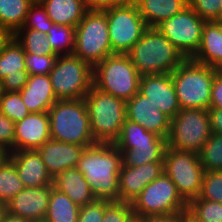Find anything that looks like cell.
Wrapping results in <instances>:
<instances>
[{"label":"cell","instance_id":"1","mask_svg":"<svg viewBox=\"0 0 222 222\" xmlns=\"http://www.w3.org/2000/svg\"><path fill=\"white\" fill-rule=\"evenodd\" d=\"M121 152L114 144L95 143L84 148L77 169L96 199L118 201Z\"/></svg>","mask_w":222,"mask_h":222},{"label":"cell","instance_id":"2","mask_svg":"<svg viewBox=\"0 0 222 222\" xmlns=\"http://www.w3.org/2000/svg\"><path fill=\"white\" fill-rule=\"evenodd\" d=\"M127 54L141 76L172 73L187 59L156 27H148Z\"/></svg>","mask_w":222,"mask_h":222},{"label":"cell","instance_id":"3","mask_svg":"<svg viewBox=\"0 0 222 222\" xmlns=\"http://www.w3.org/2000/svg\"><path fill=\"white\" fill-rule=\"evenodd\" d=\"M51 139L83 147L94 145L84 99L57 100L48 110Z\"/></svg>","mask_w":222,"mask_h":222},{"label":"cell","instance_id":"4","mask_svg":"<svg viewBox=\"0 0 222 222\" xmlns=\"http://www.w3.org/2000/svg\"><path fill=\"white\" fill-rule=\"evenodd\" d=\"M219 69L186 59L172 73L171 78L181 109L210 108L211 88Z\"/></svg>","mask_w":222,"mask_h":222},{"label":"cell","instance_id":"5","mask_svg":"<svg viewBox=\"0 0 222 222\" xmlns=\"http://www.w3.org/2000/svg\"><path fill=\"white\" fill-rule=\"evenodd\" d=\"M92 136L96 143L114 142L126 118V101L104 93L94 86L85 96Z\"/></svg>","mask_w":222,"mask_h":222},{"label":"cell","instance_id":"6","mask_svg":"<svg viewBox=\"0 0 222 222\" xmlns=\"http://www.w3.org/2000/svg\"><path fill=\"white\" fill-rule=\"evenodd\" d=\"M140 79L128 54H111L93 67V86L125 101L139 92Z\"/></svg>","mask_w":222,"mask_h":222},{"label":"cell","instance_id":"7","mask_svg":"<svg viewBox=\"0 0 222 222\" xmlns=\"http://www.w3.org/2000/svg\"><path fill=\"white\" fill-rule=\"evenodd\" d=\"M73 54L93 67L112 54L104 11L88 10L75 27Z\"/></svg>","mask_w":222,"mask_h":222},{"label":"cell","instance_id":"8","mask_svg":"<svg viewBox=\"0 0 222 222\" xmlns=\"http://www.w3.org/2000/svg\"><path fill=\"white\" fill-rule=\"evenodd\" d=\"M49 76L58 100L84 99L93 87V66L74 54L58 55Z\"/></svg>","mask_w":222,"mask_h":222},{"label":"cell","instance_id":"9","mask_svg":"<svg viewBox=\"0 0 222 222\" xmlns=\"http://www.w3.org/2000/svg\"><path fill=\"white\" fill-rule=\"evenodd\" d=\"M136 218L182 213L187 209V202L178 193L171 178L162 173L150 182L131 202Z\"/></svg>","mask_w":222,"mask_h":222},{"label":"cell","instance_id":"10","mask_svg":"<svg viewBox=\"0 0 222 222\" xmlns=\"http://www.w3.org/2000/svg\"><path fill=\"white\" fill-rule=\"evenodd\" d=\"M211 134L208 110L180 109L170 120L167 147L199 154Z\"/></svg>","mask_w":222,"mask_h":222},{"label":"cell","instance_id":"11","mask_svg":"<svg viewBox=\"0 0 222 222\" xmlns=\"http://www.w3.org/2000/svg\"><path fill=\"white\" fill-rule=\"evenodd\" d=\"M112 54H127L148 28L135 1L103 10Z\"/></svg>","mask_w":222,"mask_h":222},{"label":"cell","instance_id":"12","mask_svg":"<svg viewBox=\"0 0 222 222\" xmlns=\"http://www.w3.org/2000/svg\"><path fill=\"white\" fill-rule=\"evenodd\" d=\"M163 170L187 203L198 197L204 174L198 154L166 147Z\"/></svg>","mask_w":222,"mask_h":222},{"label":"cell","instance_id":"13","mask_svg":"<svg viewBox=\"0 0 222 222\" xmlns=\"http://www.w3.org/2000/svg\"><path fill=\"white\" fill-rule=\"evenodd\" d=\"M204 23L190 6H186L156 28L189 59L199 49Z\"/></svg>","mask_w":222,"mask_h":222},{"label":"cell","instance_id":"14","mask_svg":"<svg viewBox=\"0 0 222 222\" xmlns=\"http://www.w3.org/2000/svg\"><path fill=\"white\" fill-rule=\"evenodd\" d=\"M139 92L170 119L181 109L171 73L141 76Z\"/></svg>","mask_w":222,"mask_h":222},{"label":"cell","instance_id":"15","mask_svg":"<svg viewBox=\"0 0 222 222\" xmlns=\"http://www.w3.org/2000/svg\"><path fill=\"white\" fill-rule=\"evenodd\" d=\"M126 118L158 136H168L171 119L140 92L126 101Z\"/></svg>","mask_w":222,"mask_h":222},{"label":"cell","instance_id":"16","mask_svg":"<svg viewBox=\"0 0 222 222\" xmlns=\"http://www.w3.org/2000/svg\"><path fill=\"white\" fill-rule=\"evenodd\" d=\"M53 185L25 187L7 204V212L31 222L44 220Z\"/></svg>","mask_w":222,"mask_h":222},{"label":"cell","instance_id":"17","mask_svg":"<svg viewBox=\"0 0 222 222\" xmlns=\"http://www.w3.org/2000/svg\"><path fill=\"white\" fill-rule=\"evenodd\" d=\"M162 173L163 162H150L137 167L121 166L118 201L132 202L150 182Z\"/></svg>","mask_w":222,"mask_h":222},{"label":"cell","instance_id":"18","mask_svg":"<svg viewBox=\"0 0 222 222\" xmlns=\"http://www.w3.org/2000/svg\"><path fill=\"white\" fill-rule=\"evenodd\" d=\"M51 138L48 112L30 113L15 123L14 152L36 150Z\"/></svg>","mask_w":222,"mask_h":222},{"label":"cell","instance_id":"19","mask_svg":"<svg viewBox=\"0 0 222 222\" xmlns=\"http://www.w3.org/2000/svg\"><path fill=\"white\" fill-rule=\"evenodd\" d=\"M85 147L49 139L36 149L49 174L54 178L69 168H76Z\"/></svg>","mask_w":222,"mask_h":222},{"label":"cell","instance_id":"20","mask_svg":"<svg viewBox=\"0 0 222 222\" xmlns=\"http://www.w3.org/2000/svg\"><path fill=\"white\" fill-rule=\"evenodd\" d=\"M6 156L14 163L24 187L52 185L53 178L36 150L10 152Z\"/></svg>","mask_w":222,"mask_h":222},{"label":"cell","instance_id":"21","mask_svg":"<svg viewBox=\"0 0 222 222\" xmlns=\"http://www.w3.org/2000/svg\"><path fill=\"white\" fill-rule=\"evenodd\" d=\"M20 95L31 113L48 112L58 100L54 94L49 75H29Z\"/></svg>","mask_w":222,"mask_h":222},{"label":"cell","instance_id":"22","mask_svg":"<svg viewBox=\"0 0 222 222\" xmlns=\"http://www.w3.org/2000/svg\"><path fill=\"white\" fill-rule=\"evenodd\" d=\"M190 59L196 63L222 70V21L204 23L201 44Z\"/></svg>","mask_w":222,"mask_h":222},{"label":"cell","instance_id":"23","mask_svg":"<svg viewBox=\"0 0 222 222\" xmlns=\"http://www.w3.org/2000/svg\"><path fill=\"white\" fill-rule=\"evenodd\" d=\"M121 152V166L137 167L150 162H163L167 141L114 143Z\"/></svg>","mask_w":222,"mask_h":222},{"label":"cell","instance_id":"24","mask_svg":"<svg viewBox=\"0 0 222 222\" xmlns=\"http://www.w3.org/2000/svg\"><path fill=\"white\" fill-rule=\"evenodd\" d=\"M52 185L79 206L96 199L84 175L77 168H69L57 174L53 178Z\"/></svg>","mask_w":222,"mask_h":222},{"label":"cell","instance_id":"25","mask_svg":"<svg viewBox=\"0 0 222 222\" xmlns=\"http://www.w3.org/2000/svg\"><path fill=\"white\" fill-rule=\"evenodd\" d=\"M53 23L76 27L88 11L85 0H39Z\"/></svg>","mask_w":222,"mask_h":222},{"label":"cell","instance_id":"26","mask_svg":"<svg viewBox=\"0 0 222 222\" xmlns=\"http://www.w3.org/2000/svg\"><path fill=\"white\" fill-rule=\"evenodd\" d=\"M148 27H157L160 23L181 12L187 6V0H134Z\"/></svg>","mask_w":222,"mask_h":222},{"label":"cell","instance_id":"27","mask_svg":"<svg viewBox=\"0 0 222 222\" xmlns=\"http://www.w3.org/2000/svg\"><path fill=\"white\" fill-rule=\"evenodd\" d=\"M79 211L78 204L53 187L44 220L47 222H78Z\"/></svg>","mask_w":222,"mask_h":222},{"label":"cell","instance_id":"28","mask_svg":"<svg viewBox=\"0 0 222 222\" xmlns=\"http://www.w3.org/2000/svg\"><path fill=\"white\" fill-rule=\"evenodd\" d=\"M34 0H0V27L14 34L22 28Z\"/></svg>","mask_w":222,"mask_h":222},{"label":"cell","instance_id":"29","mask_svg":"<svg viewBox=\"0 0 222 222\" xmlns=\"http://www.w3.org/2000/svg\"><path fill=\"white\" fill-rule=\"evenodd\" d=\"M24 48L12 37L0 53V80L26 70Z\"/></svg>","mask_w":222,"mask_h":222},{"label":"cell","instance_id":"30","mask_svg":"<svg viewBox=\"0 0 222 222\" xmlns=\"http://www.w3.org/2000/svg\"><path fill=\"white\" fill-rule=\"evenodd\" d=\"M13 37L24 48L25 53L40 55H57L50 42L47 40V34L35 29L20 28Z\"/></svg>","mask_w":222,"mask_h":222},{"label":"cell","instance_id":"31","mask_svg":"<svg viewBox=\"0 0 222 222\" xmlns=\"http://www.w3.org/2000/svg\"><path fill=\"white\" fill-rule=\"evenodd\" d=\"M24 188L14 163L5 156L0 161V200L7 204Z\"/></svg>","mask_w":222,"mask_h":222},{"label":"cell","instance_id":"32","mask_svg":"<svg viewBox=\"0 0 222 222\" xmlns=\"http://www.w3.org/2000/svg\"><path fill=\"white\" fill-rule=\"evenodd\" d=\"M46 38L57 55L73 54L75 45V27L53 23Z\"/></svg>","mask_w":222,"mask_h":222},{"label":"cell","instance_id":"33","mask_svg":"<svg viewBox=\"0 0 222 222\" xmlns=\"http://www.w3.org/2000/svg\"><path fill=\"white\" fill-rule=\"evenodd\" d=\"M198 155L204 171H221L222 134L212 133Z\"/></svg>","mask_w":222,"mask_h":222},{"label":"cell","instance_id":"34","mask_svg":"<svg viewBox=\"0 0 222 222\" xmlns=\"http://www.w3.org/2000/svg\"><path fill=\"white\" fill-rule=\"evenodd\" d=\"M148 141H167L166 138L147 131L141 125L128 119L122 125L120 136L114 143H141Z\"/></svg>","mask_w":222,"mask_h":222},{"label":"cell","instance_id":"35","mask_svg":"<svg viewBox=\"0 0 222 222\" xmlns=\"http://www.w3.org/2000/svg\"><path fill=\"white\" fill-rule=\"evenodd\" d=\"M0 112L14 123L23 120L31 113L26 108L20 92H3L0 97Z\"/></svg>","mask_w":222,"mask_h":222},{"label":"cell","instance_id":"36","mask_svg":"<svg viewBox=\"0 0 222 222\" xmlns=\"http://www.w3.org/2000/svg\"><path fill=\"white\" fill-rule=\"evenodd\" d=\"M187 209L203 222H222V203L204 199H192Z\"/></svg>","mask_w":222,"mask_h":222},{"label":"cell","instance_id":"37","mask_svg":"<svg viewBox=\"0 0 222 222\" xmlns=\"http://www.w3.org/2000/svg\"><path fill=\"white\" fill-rule=\"evenodd\" d=\"M222 203V170L204 171L201 191L197 198Z\"/></svg>","mask_w":222,"mask_h":222},{"label":"cell","instance_id":"38","mask_svg":"<svg viewBox=\"0 0 222 222\" xmlns=\"http://www.w3.org/2000/svg\"><path fill=\"white\" fill-rule=\"evenodd\" d=\"M53 22L49 18L46 9L39 0H34L27 12V17L22 28L35 29L47 34Z\"/></svg>","mask_w":222,"mask_h":222},{"label":"cell","instance_id":"39","mask_svg":"<svg viewBox=\"0 0 222 222\" xmlns=\"http://www.w3.org/2000/svg\"><path fill=\"white\" fill-rule=\"evenodd\" d=\"M220 0H187L190 6L205 22L222 21Z\"/></svg>","mask_w":222,"mask_h":222},{"label":"cell","instance_id":"40","mask_svg":"<svg viewBox=\"0 0 222 222\" xmlns=\"http://www.w3.org/2000/svg\"><path fill=\"white\" fill-rule=\"evenodd\" d=\"M58 55H36L26 53L25 65L29 75H49Z\"/></svg>","mask_w":222,"mask_h":222},{"label":"cell","instance_id":"41","mask_svg":"<svg viewBox=\"0 0 222 222\" xmlns=\"http://www.w3.org/2000/svg\"><path fill=\"white\" fill-rule=\"evenodd\" d=\"M134 217L131 202L111 201L101 222H130Z\"/></svg>","mask_w":222,"mask_h":222},{"label":"cell","instance_id":"42","mask_svg":"<svg viewBox=\"0 0 222 222\" xmlns=\"http://www.w3.org/2000/svg\"><path fill=\"white\" fill-rule=\"evenodd\" d=\"M111 201L95 199L94 201L80 206L78 222H101L104 217L105 207Z\"/></svg>","mask_w":222,"mask_h":222},{"label":"cell","instance_id":"43","mask_svg":"<svg viewBox=\"0 0 222 222\" xmlns=\"http://www.w3.org/2000/svg\"><path fill=\"white\" fill-rule=\"evenodd\" d=\"M15 123L0 112V153L14 152Z\"/></svg>","mask_w":222,"mask_h":222},{"label":"cell","instance_id":"44","mask_svg":"<svg viewBox=\"0 0 222 222\" xmlns=\"http://www.w3.org/2000/svg\"><path fill=\"white\" fill-rule=\"evenodd\" d=\"M28 71L23 70L20 74L7 75L2 79L3 92H20L28 81Z\"/></svg>","mask_w":222,"mask_h":222},{"label":"cell","instance_id":"45","mask_svg":"<svg viewBox=\"0 0 222 222\" xmlns=\"http://www.w3.org/2000/svg\"><path fill=\"white\" fill-rule=\"evenodd\" d=\"M210 108L222 109V70L215 76L211 88Z\"/></svg>","mask_w":222,"mask_h":222},{"label":"cell","instance_id":"46","mask_svg":"<svg viewBox=\"0 0 222 222\" xmlns=\"http://www.w3.org/2000/svg\"><path fill=\"white\" fill-rule=\"evenodd\" d=\"M134 0H85L87 10L103 11L109 7L128 4Z\"/></svg>","mask_w":222,"mask_h":222},{"label":"cell","instance_id":"47","mask_svg":"<svg viewBox=\"0 0 222 222\" xmlns=\"http://www.w3.org/2000/svg\"><path fill=\"white\" fill-rule=\"evenodd\" d=\"M212 133L222 134V109H208Z\"/></svg>","mask_w":222,"mask_h":222},{"label":"cell","instance_id":"48","mask_svg":"<svg viewBox=\"0 0 222 222\" xmlns=\"http://www.w3.org/2000/svg\"><path fill=\"white\" fill-rule=\"evenodd\" d=\"M143 222H183V212L143 218Z\"/></svg>","mask_w":222,"mask_h":222},{"label":"cell","instance_id":"49","mask_svg":"<svg viewBox=\"0 0 222 222\" xmlns=\"http://www.w3.org/2000/svg\"><path fill=\"white\" fill-rule=\"evenodd\" d=\"M12 37L13 34L8 29L0 27V53Z\"/></svg>","mask_w":222,"mask_h":222},{"label":"cell","instance_id":"50","mask_svg":"<svg viewBox=\"0 0 222 222\" xmlns=\"http://www.w3.org/2000/svg\"><path fill=\"white\" fill-rule=\"evenodd\" d=\"M2 222H31V221L24 219L20 216L9 214L7 212Z\"/></svg>","mask_w":222,"mask_h":222},{"label":"cell","instance_id":"51","mask_svg":"<svg viewBox=\"0 0 222 222\" xmlns=\"http://www.w3.org/2000/svg\"><path fill=\"white\" fill-rule=\"evenodd\" d=\"M183 222H203L196 218L188 209L183 211Z\"/></svg>","mask_w":222,"mask_h":222},{"label":"cell","instance_id":"52","mask_svg":"<svg viewBox=\"0 0 222 222\" xmlns=\"http://www.w3.org/2000/svg\"><path fill=\"white\" fill-rule=\"evenodd\" d=\"M6 213H7L6 203H4L3 201L0 200V222L3 221Z\"/></svg>","mask_w":222,"mask_h":222},{"label":"cell","instance_id":"53","mask_svg":"<svg viewBox=\"0 0 222 222\" xmlns=\"http://www.w3.org/2000/svg\"><path fill=\"white\" fill-rule=\"evenodd\" d=\"M130 222H143V218H136L134 217Z\"/></svg>","mask_w":222,"mask_h":222},{"label":"cell","instance_id":"54","mask_svg":"<svg viewBox=\"0 0 222 222\" xmlns=\"http://www.w3.org/2000/svg\"><path fill=\"white\" fill-rule=\"evenodd\" d=\"M3 94V88H2V80H0V97Z\"/></svg>","mask_w":222,"mask_h":222},{"label":"cell","instance_id":"55","mask_svg":"<svg viewBox=\"0 0 222 222\" xmlns=\"http://www.w3.org/2000/svg\"><path fill=\"white\" fill-rule=\"evenodd\" d=\"M6 155L3 153H0V161L5 157Z\"/></svg>","mask_w":222,"mask_h":222},{"label":"cell","instance_id":"56","mask_svg":"<svg viewBox=\"0 0 222 222\" xmlns=\"http://www.w3.org/2000/svg\"><path fill=\"white\" fill-rule=\"evenodd\" d=\"M35 222H47V221H45V220H39V221H35Z\"/></svg>","mask_w":222,"mask_h":222}]
</instances>
